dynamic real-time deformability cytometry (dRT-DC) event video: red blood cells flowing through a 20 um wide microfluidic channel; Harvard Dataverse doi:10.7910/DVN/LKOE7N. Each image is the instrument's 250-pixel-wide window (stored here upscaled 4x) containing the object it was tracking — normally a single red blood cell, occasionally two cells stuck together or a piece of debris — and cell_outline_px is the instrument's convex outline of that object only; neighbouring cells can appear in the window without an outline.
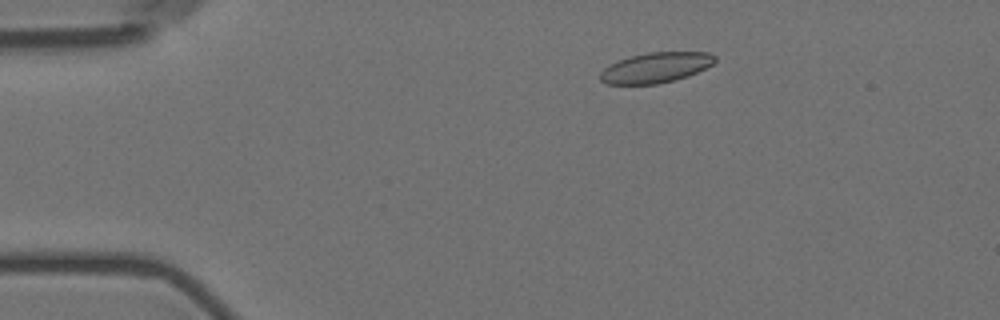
{"species": "Egyptian fruit bat (a non-hibernating species)", "species_latin": "Rousettus aegyptiacus", "temperature_condition": "room temperature", "stored_images_in_passage": 56, "camera_frame_rate_fps": 3000, "um_per_image_px": 0.085, "animal": {"sex": "female"}, "frame": {"image": 1, "passage_image": 9, "time_ms": 2.667, "image_size_px": [1000, 320], "cell_outline_px": [[716, 60], [712, 64], [688, 76], [676, 80], [656, 84], [608, 84], [600, 80], [600, 72], [608, 64], [616, 60], [648, 52], [708, 52], [716, 56]], "centroid_in_image_um": [55.71, 5.74], "position_along_channel_um": 29.3, "area_um2": 20.29}}
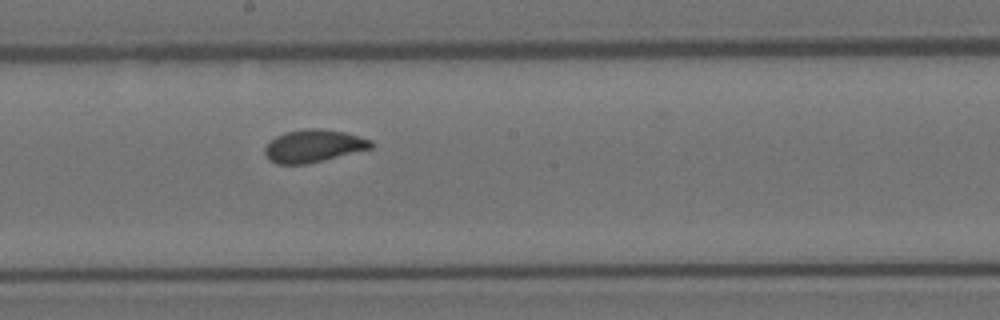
{"frame": {"image": 2, "passage_image": 30, "time_ms": 9.667, "image_size_px": [1000, 320], "cell_outline_px": [[372, 148], [304, 164], [276, 164], [268, 160], [264, 152], [264, 148], [276, 136], [284, 132], [308, 128], [320, 128], [344, 132], [372, 140]], "centroid_in_image_um": [26.61, 12.4], "position_along_channel_um": 221.6, "area_um2": 19.94}}
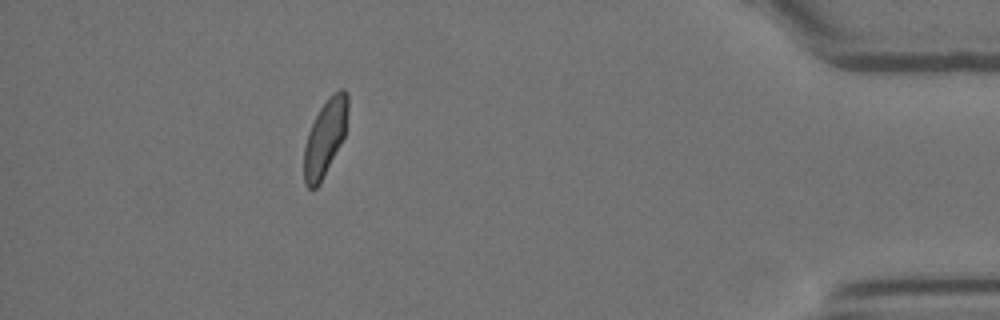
{"frame": {"image": 3, "passage_image": 50, "time_ms": 16.333, "image_size_px": [1000, 320], "cell_outline_px": [[348, 108], [344, 136], [320, 184], [316, 188], [308, 188], [304, 184], [304, 148], [308, 132], [320, 108], [328, 96], [332, 92], [340, 88], [344, 88], [348, 92]], "centroid_in_image_um": [27.63, 11.66], "position_along_channel_um": 407.6, "area_um2": 19.48}, "authors_computed_cell_mechanics": {"area_um2": 20.2878, "velocity_mm_per_s": 3.5744, "shape_relaxation_time_tau1_ms": 4.3583, "shape_relaxation_time_tau2_ms": null, "deformation_change_tau1": 0.1141, "deformation_change_tau2": null}}